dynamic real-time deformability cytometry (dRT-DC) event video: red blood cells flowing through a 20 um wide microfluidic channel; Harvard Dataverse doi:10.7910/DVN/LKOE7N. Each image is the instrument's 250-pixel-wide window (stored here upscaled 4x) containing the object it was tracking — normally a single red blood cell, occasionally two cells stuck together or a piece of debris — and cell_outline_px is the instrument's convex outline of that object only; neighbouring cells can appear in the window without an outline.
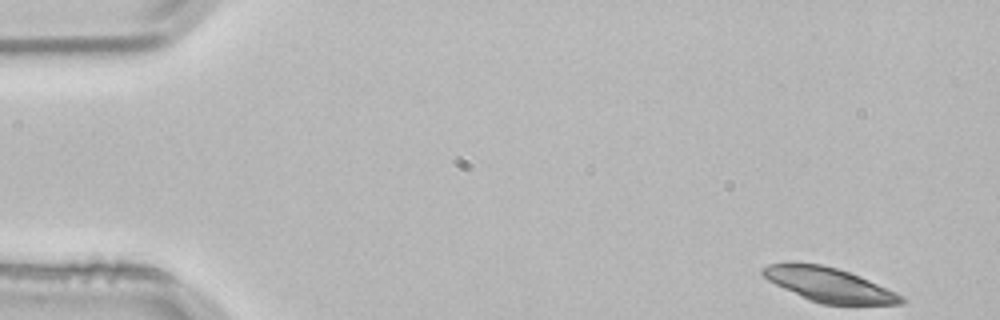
{"species": "common noctule bat (a hibernating species)", "species_latin": "Nyctalus noctula", "temperature_condition": "room temperature", "stored_images_in_passage": 3, "camera_frame_rate_fps": 3000, "um_per_image_px": 0.085, "animal": {"sex": "male", "body_mass_g": 21.5, "forearm_length_mm": 52.0}, "frame": {"image": 1, "passage_image": 1, "time_ms": 0.0, "image_size_px": [1000, 320], "cell_outline_px": [[908, 300], [904, 304], [820, 304], [808, 300], [768, 280], [760, 272], [760, 268], [768, 264], [820, 264], [836, 268], [860, 276], [896, 292], [904, 296]], "centroid_in_image_um": [70.51, 24.23], "position_along_channel_um": 14.5, "area_um2": 27.22}}